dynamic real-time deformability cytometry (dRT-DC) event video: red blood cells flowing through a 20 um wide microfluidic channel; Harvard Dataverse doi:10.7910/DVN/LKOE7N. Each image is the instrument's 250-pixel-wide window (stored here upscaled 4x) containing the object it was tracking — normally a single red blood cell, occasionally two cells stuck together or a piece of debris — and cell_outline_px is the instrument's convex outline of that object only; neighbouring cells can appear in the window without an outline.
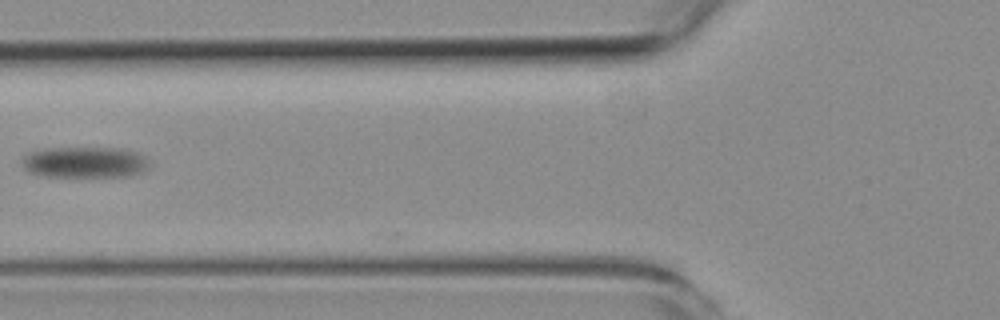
{"species": "common noctule bat (a hibernating species)", "species_latin": "Nyctalus noctula", "temperature_condition": "room temperature", "stored_images_in_passage": 3, "camera_frame_rate_fps": 3000, "um_per_image_px": 0.085, "animal": {"sex": "female", "body_mass_g": 19.3, "forearm_length_mm": 54.1}, "frame": {"image": 1, "passage_image": 3, "time_ms": 2.333, "image_size_px": [1000, 320], "cell_outline_px": [[148, 168], [144, 172], [132, 176], [44, 176], [28, 172], [20, 164], [24, 156], [28, 152], [48, 148], [120, 148], [136, 152], [144, 156], [148, 164]], "centroid_in_image_um": [7.19, 13.79], "position_along_channel_um": 118.6, "area_um2": 23.12}}